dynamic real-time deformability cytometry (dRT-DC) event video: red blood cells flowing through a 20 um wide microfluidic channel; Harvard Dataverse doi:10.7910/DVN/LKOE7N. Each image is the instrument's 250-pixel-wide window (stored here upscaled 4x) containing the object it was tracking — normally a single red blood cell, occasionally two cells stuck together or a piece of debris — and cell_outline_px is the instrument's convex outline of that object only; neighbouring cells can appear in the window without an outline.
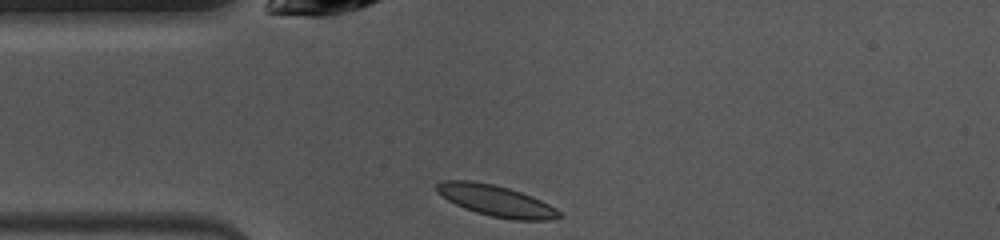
{"species": "common noctule bat (a hibernating species)", "species_latin": "Nyctalus noctula", "temperature_condition": "warm", "stored_images_in_passage": 38, "camera_frame_rate_fps": 3000, "um_per_image_px": 0.085, "animal": {"sex": "female", "body_mass_g": 10.0, "forearm_length_mm": 53.1}, "frame": {"image": 1, "passage_image": 1, "time_ms": 0.0, "image_size_px": [1000, 240], "cell_outline_px": [[560, 216], [548, 220], [512, 220], [492, 216], [476, 212], [464, 208], [448, 200], [436, 192], [436, 184], [444, 180], [472, 180], [492, 184], [508, 188], [532, 196], [556, 208], [560, 212]], "centroid_in_image_um": [42.13, 17.05], "position_along_channel_um": 42.9, "area_um2": 22.02}}
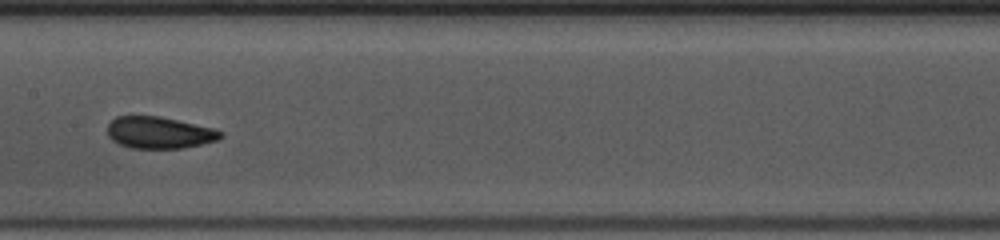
{"frame": {"image": 2, "passage_image": 13, "time_ms": 4.0, "image_size_px": [1000, 240], "cell_outline_px": [[224, 136], [216, 140], [200, 144], [180, 148], [132, 148], [120, 144], [112, 140], [108, 136], [108, 124], [116, 116], [160, 116], [216, 128], [224, 132]], "centroid_in_image_um": [13.56, 11.26], "position_along_channel_um": 193.8, "area_um2": 20.98}}
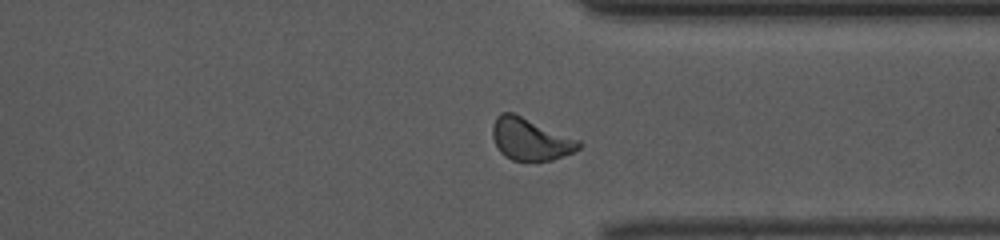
{"frame": {"image": 3, "passage_image": 26, "time_ms": 8.333, "image_size_px": [1000, 240], "cell_outline_px": [[584, 144], [576, 152], [552, 160], [512, 160], [504, 156], [496, 148], [492, 136], [492, 124], [496, 116], [500, 112], [512, 112], [580, 140]], "centroid_in_image_um": [45.08, 11.83], "position_along_channel_um": 366.3, "area_um2": 21.39}, "authors_computed_cell_mechanics": {"area_um2": 20.9814, "velocity_mm_per_s": 4.0223, "shape_relaxation_time_tau1_ms": 3.9741, "shape_relaxation_time_tau2_ms": 1.2145, "deformation_change_tau1": 0.1194, "deformation_change_tau2": 0.0775}}